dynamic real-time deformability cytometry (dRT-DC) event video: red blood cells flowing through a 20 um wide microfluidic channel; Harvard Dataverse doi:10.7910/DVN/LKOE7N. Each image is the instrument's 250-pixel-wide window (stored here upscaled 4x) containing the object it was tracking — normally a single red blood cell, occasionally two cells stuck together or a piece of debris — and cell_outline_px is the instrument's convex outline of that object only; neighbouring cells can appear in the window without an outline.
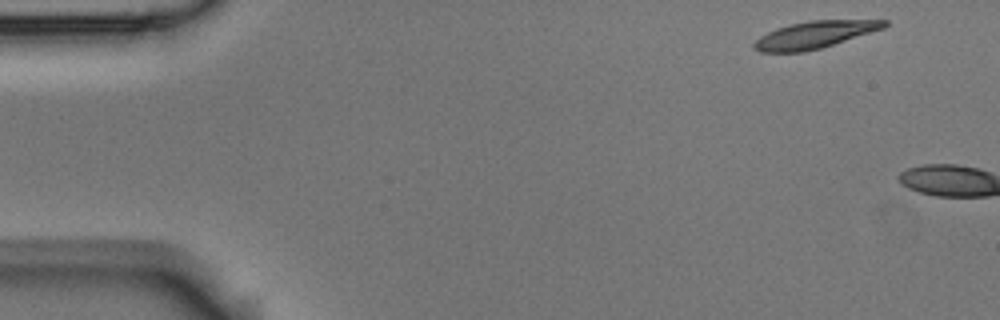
{"species": "Egyptian fruit bat (a non-hibernating species)", "species_latin": "Rousettus aegyptiacus", "temperature_condition": "room temperature", "stored_images_in_passage": 2, "camera_frame_rate_fps": 3000, "um_per_image_px": 0.085, "animal": {"sex": "male"}, "frame": {"image": 1, "passage_image": 1, "time_ms": 0.0, "image_size_px": [1000, 320], "cell_outline_px": [[888, 24], [884, 28], [820, 48], [804, 52], [760, 52], [752, 48], [752, 44], [760, 36], [776, 28], [788, 24], [808, 20], [888, 20]], "centroid_in_image_um": [69.19, 2.95], "position_along_channel_um": 15.8, "area_um2": 20.52}}